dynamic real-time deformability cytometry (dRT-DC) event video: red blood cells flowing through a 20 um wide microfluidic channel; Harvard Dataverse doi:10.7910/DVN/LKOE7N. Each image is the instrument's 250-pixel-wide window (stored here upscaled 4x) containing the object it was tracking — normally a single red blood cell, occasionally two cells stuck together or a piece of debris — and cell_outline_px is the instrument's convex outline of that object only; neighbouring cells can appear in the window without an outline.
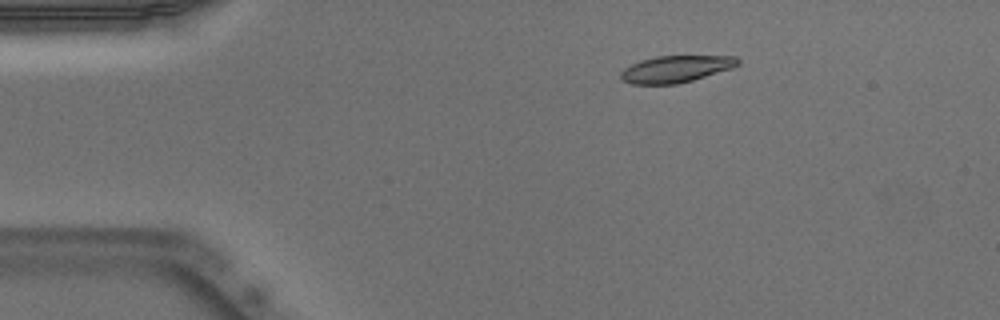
{"species": "Egyptian fruit bat (a non-hibernating species)", "species_latin": "Rousettus aegyptiacus", "temperature_condition": "warm", "stored_images_in_passage": 43, "camera_frame_rate_fps": 3000, "um_per_image_px": 0.085, "animal": {"sex": "male"}, "frame": {"image": 1, "passage_image": 1, "time_ms": 0.0, "image_size_px": [1000, 320], "cell_outline_px": [[740, 64], [732, 68], [692, 80], [676, 84], [632, 84], [620, 80], [620, 72], [624, 68], [640, 60], [656, 56], [736, 56], [740, 60]], "centroid_in_image_um": [57.43, 5.86], "position_along_channel_um": 27.6, "area_um2": 18.32}}
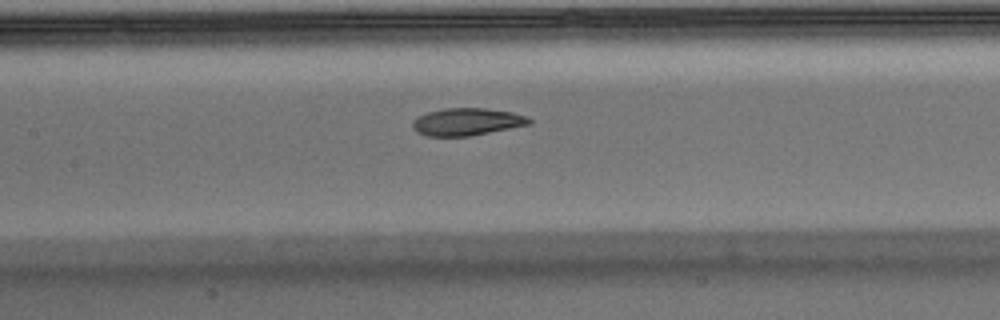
{"frame": {"image": 2, "passage_image": 16, "time_ms": 5.0, "image_size_px": [1000, 320], "cell_outline_px": [[532, 124], [468, 136], [428, 136], [416, 132], [412, 128], [412, 120], [416, 116], [428, 112], [444, 108], [488, 108], [512, 112], [528, 116], [532, 120]], "centroid_in_image_um": [39.68, 10.34], "position_along_channel_um": 167.7, "area_um2": 18.79}}
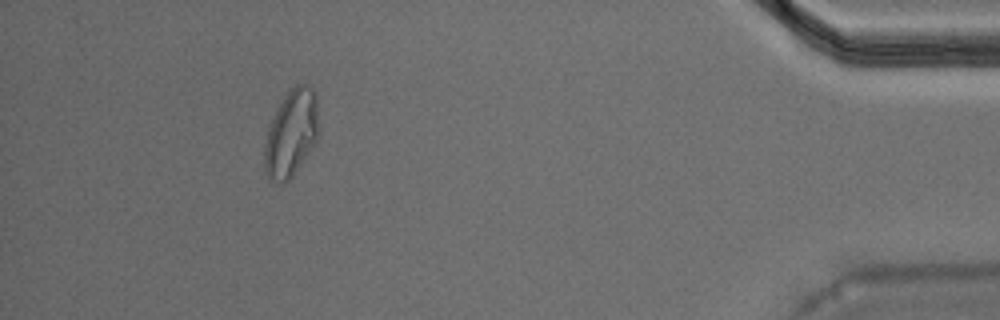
{"frame": {"image": 3, "passage_image": 39, "time_ms": 12.667, "image_size_px": [1000, 320], "cell_outline_px": [[316, 140], [292, 176], [284, 184], [268, 180], [264, 168], [264, 144], [268, 128], [276, 108], [288, 88], [296, 84], [312, 84], [316, 92]], "centroid_in_image_um": [24.7, 11.29], "position_along_channel_um": 410.5, "area_um2": 27.4}, "authors_computed_cell_mechanics": {"area_um2": 19.3052, "velocity_mm_per_s": 3.9251, "shape_relaxation_time_tau1_ms": null, "shape_relaxation_time_tau2_ms": 2.8711, "deformation_change_tau1": null, "deformation_change_tau2": 0.0895}}